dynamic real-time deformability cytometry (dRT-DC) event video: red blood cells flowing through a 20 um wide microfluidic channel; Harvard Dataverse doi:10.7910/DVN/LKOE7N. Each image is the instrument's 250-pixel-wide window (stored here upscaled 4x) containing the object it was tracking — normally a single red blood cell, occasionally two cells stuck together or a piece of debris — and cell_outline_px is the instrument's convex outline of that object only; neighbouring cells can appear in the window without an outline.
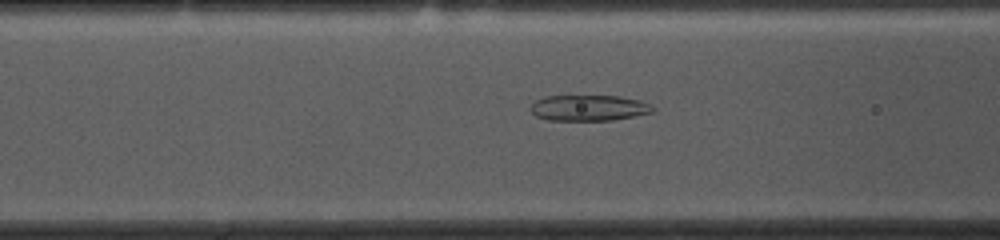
{"species": "common noctule bat (a hibernating species)", "species_latin": "Nyctalus noctula", "temperature_condition": "cold", "stored_images_in_passage": 45, "camera_frame_rate_fps": 3000, "um_per_image_px": 0.085, "animal": {"sex": "female", "body_mass_g": 10.0, "forearm_length_mm": 53.1}, "frame": {"image": 1, "passage_image": 11, "time_ms": 3.333, "image_size_px": [1000, 240], "cell_outline_px": [[656, 108], [652, 112], [636, 116], [612, 120], [548, 120], [536, 116], [528, 108], [536, 100], [544, 96], [620, 96], [640, 100], [652, 104]], "centroid_in_image_um": [50.07, 9.17], "position_along_channel_um": 116.5, "area_um2": 18.55}}
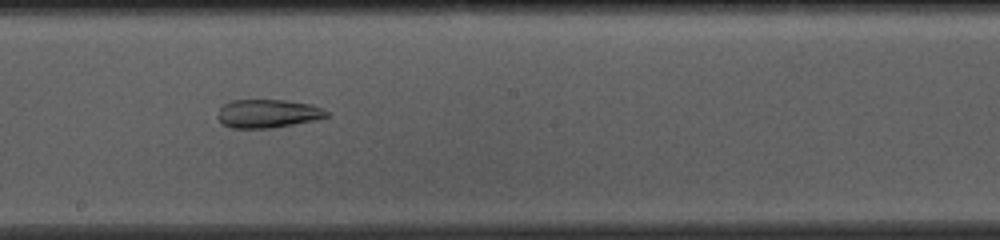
{"frame": {"image": 2, "passage_image": 20, "time_ms": 6.333, "image_size_px": [1000, 240], "cell_outline_px": [[328, 116], [312, 120], [272, 128], [232, 128], [220, 124], [216, 116], [216, 112], [224, 104], [232, 100], [284, 100], [312, 104], [328, 112]], "centroid_in_image_um": [22.67, 9.65], "position_along_channel_um": 225.5, "area_um2": 18.03}}
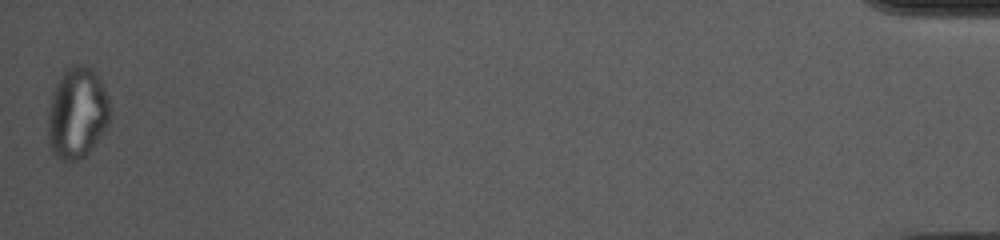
{"frame": {"image": 3, "passage_image": 45, "time_ms": 14.667, "image_size_px": [1000, 240], "cell_outline_px": [[108, 124], [92, 148], [84, 156], [76, 160], [60, 160], [52, 152], [48, 140], [48, 112], [52, 92], [64, 68], [72, 64], [84, 64], [92, 68], [96, 72], [108, 96]], "centroid_in_image_um": [6.53, 9.57], "position_along_channel_um": 428.7, "area_um2": 33.0}, "authors_computed_cell_mechanics": {"area_um2": 23.5246, "velocity_mm_per_s": 3.6208, "shape_relaxation_time_tau1_ms": null, "shape_relaxation_time_tau2_ms": 3.0947, "deformation_change_tau1": null, "deformation_change_tau2": 0.1037}}